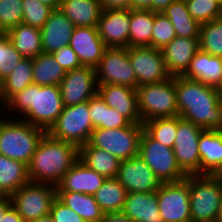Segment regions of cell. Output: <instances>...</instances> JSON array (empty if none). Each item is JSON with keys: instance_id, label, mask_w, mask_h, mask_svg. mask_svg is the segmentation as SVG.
I'll list each match as a JSON object with an SVG mask.
<instances>
[{"instance_id": "cell-4", "label": "cell", "mask_w": 222, "mask_h": 222, "mask_svg": "<svg viewBox=\"0 0 222 222\" xmlns=\"http://www.w3.org/2000/svg\"><path fill=\"white\" fill-rule=\"evenodd\" d=\"M45 133L16 116L15 119L7 116L0 122V154L28 166Z\"/></svg>"}, {"instance_id": "cell-34", "label": "cell", "mask_w": 222, "mask_h": 222, "mask_svg": "<svg viewBox=\"0 0 222 222\" xmlns=\"http://www.w3.org/2000/svg\"><path fill=\"white\" fill-rule=\"evenodd\" d=\"M127 193L117 178H106L93 196L103 213L107 214L122 211Z\"/></svg>"}, {"instance_id": "cell-36", "label": "cell", "mask_w": 222, "mask_h": 222, "mask_svg": "<svg viewBox=\"0 0 222 222\" xmlns=\"http://www.w3.org/2000/svg\"><path fill=\"white\" fill-rule=\"evenodd\" d=\"M33 84L40 86L58 85L66 72L54 59L52 54L41 53L32 58Z\"/></svg>"}, {"instance_id": "cell-44", "label": "cell", "mask_w": 222, "mask_h": 222, "mask_svg": "<svg viewBox=\"0 0 222 222\" xmlns=\"http://www.w3.org/2000/svg\"><path fill=\"white\" fill-rule=\"evenodd\" d=\"M54 222H86L75 211L62 203L57 197L49 213Z\"/></svg>"}, {"instance_id": "cell-12", "label": "cell", "mask_w": 222, "mask_h": 222, "mask_svg": "<svg viewBox=\"0 0 222 222\" xmlns=\"http://www.w3.org/2000/svg\"><path fill=\"white\" fill-rule=\"evenodd\" d=\"M205 129L177 116V133L173 151L176 163L185 175L200 174L198 142Z\"/></svg>"}, {"instance_id": "cell-45", "label": "cell", "mask_w": 222, "mask_h": 222, "mask_svg": "<svg viewBox=\"0 0 222 222\" xmlns=\"http://www.w3.org/2000/svg\"><path fill=\"white\" fill-rule=\"evenodd\" d=\"M52 56L60 64L65 72L82 67L78 56L69 45L53 52Z\"/></svg>"}, {"instance_id": "cell-31", "label": "cell", "mask_w": 222, "mask_h": 222, "mask_svg": "<svg viewBox=\"0 0 222 222\" xmlns=\"http://www.w3.org/2000/svg\"><path fill=\"white\" fill-rule=\"evenodd\" d=\"M155 12L143 9L130 10L129 47H152Z\"/></svg>"}, {"instance_id": "cell-6", "label": "cell", "mask_w": 222, "mask_h": 222, "mask_svg": "<svg viewBox=\"0 0 222 222\" xmlns=\"http://www.w3.org/2000/svg\"><path fill=\"white\" fill-rule=\"evenodd\" d=\"M136 92L142 124L156 118L178 116L175 76L159 83L139 86Z\"/></svg>"}, {"instance_id": "cell-27", "label": "cell", "mask_w": 222, "mask_h": 222, "mask_svg": "<svg viewBox=\"0 0 222 222\" xmlns=\"http://www.w3.org/2000/svg\"><path fill=\"white\" fill-rule=\"evenodd\" d=\"M79 159L90 169L106 178H116L121 161L111 153L92 147L89 143L79 148Z\"/></svg>"}, {"instance_id": "cell-5", "label": "cell", "mask_w": 222, "mask_h": 222, "mask_svg": "<svg viewBox=\"0 0 222 222\" xmlns=\"http://www.w3.org/2000/svg\"><path fill=\"white\" fill-rule=\"evenodd\" d=\"M191 222H216L222 200V179L217 175H189Z\"/></svg>"}, {"instance_id": "cell-1", "label": "cell", "mask_w": 222, "mask_h": 222, "mask_svg": "<svg viewBox=\"0 0 222 222\" xmlns=\"http://www.w3.org/2000/svg\"><path fill=\"white\" fill-rule=\"evenodd\" d=\"M178 116L209 130H222V91L200 81L175 76Z\"/></svg>"}, {"instance_id": "cell-43", "label": "cell", "mask_w": 222, "mask_h": 222, "mask_svg": "<svg viewBox=\"0 0 222 222\" xmlns=\"http://www.w3.org/2000/svg\"><path fill=\"white\" fill-rule=\"evenodd\" d=\"M171 21L162 13H155L152 47L162 49L176 37Z\"/></svg>"}, {"instance_id": "cell-32", "label": "cell", "mask_w": 222, "mask_h": 222, "mask_svg": "<svg viewBox=\"0 0 222 222\" xmlns=\"http://www.w3.org/2000/svg\"><path fill=\"white\" fill-rule=\"evenodd\" d=\"M89 115L94 129H118L131 125L116 109L108 106L98 93L89 99Z\"/></svg>"}, {"instance_id": "cell-56", "label": "cell", "mask_w": 222, "mask_h": 222, "mask_svg": "<svg viewBox=\"0 0 222 222\" xmlns=\"http://www.w3.org/2000/svg\"><path fill=\"white\" fill-rule=\"evenodd\" d=\"M6 196V194L4 193V191L0 188V199L4 198Z\"/></svg>"}, {"instance_id": "cell-39", "label": "cell", "mask_w": 222, "mask_h": 222, "mask_svg": "<svg viewBox=\"0 0 222 222\" xmlns=\"http://www.w3.org/2000/svg\"><path fill=\"white\" fill-rule=\"evenodd\" d=\"M191 17L200 24L222 16V0H185Z\"/></svg>"}, {"instance_id": "cell-50", "label": "cell", "mask_w": 222, "mask_h": 222, "mask_svg": "<svg viewBox=\"0 0 222 222\" xmlns=\"http://www.w3.org/2000/svg\"><path fill=\"white\" fill-rule=\"evenodd\" d=\"M153 0H132L133 9L151 10Z\"/></svg>"}, {"instance_id": "cell-15", "label": "cell", "mask_w": 222, "mask_h": 222, "mask_svg": "<svg viewBox=\"0 0 222 222\" xmlns=\"http://www.w3.org/2000/svg\"><path fill=\"white\" fill-rule=\"evenodd\" d=\"M59 87L64 106L88 101L98 91L95 68L82 66L66 72Z\"/></svg>"}, {"instance_id": "cell-10", "label": "cell", "mask_w": 222, "mask_h": 222, "mask_svg": "<svg viewBox=\"0 0 222 222\" xmlns=\"http://www.w3.org/2000/svg\"><path fill=\"white\" fill-rule=\"evenodd\" d=\"M138 155L162 183L177 182L186 178L176 163L173 148L156 141L145 130L141 135Z\"/></svg>"}, {"instance_id": "cell-47", "label": "cell", "mask_w": 222, "mask_h": 222, "mask_svg": "<svg viewBox=\"0 0 222 222\" xmlns=\"http://www.w3.org/2000/svg\"><path fill=\"white\" fill-rule=\"evenodd\" d=\"M101 222H133V221L122 212H117V213L104 214V217Z\"/></svg>"}, {"instance_id": "cell-37", "label": "cell", "mask_w": 222, "mask_h": 222, "mask_svg": "<svg viewBox=\"0 0 222 222\" xmlns=\"http://www.w3.org/2000/svg\"><path fill=\"white\" fill-rule=\"evenodd\" d=\"M199 45L203 52L222 57V16L201 24Z\"/></svg>"}, {"instance_id": "cell-21", "label": "cell", "mask_w": 222, "mask_h": 222, "mask_svg": "<svg viewBox=\"0 0 222 222\" xmlns=\"http://www.w3.org/2000/svg\"><path fill=\"white\" fill-rule=\"evenodd\" d=\"M74 27L73 22L59 9L53 10L40 29L43 53L52 54L58 49L68 46Z\"/></svg>"}, {"instance_id": "cell-2", "label": "cell", "mask_w": 222, "mask_h": 222, "mask_svg": "<svg viewBox=\"0 0 222 222\" xmlns=\"http://www.w3.org/2000/svg\"><path fill=\"white\" fill-rule=\"evenodd\" d=\"M4 112L19 115L33 126L47 132L63 111V101L58 85L40 86L31 84L12 95L5 103ZM18 113V114H17Z\"/></svg>"}, {"instance_id": "cell-53", "label": "cell", "mask_w": 222, "mask_h": 222, "mask_svg": "<svg viewBox=\"0 0 222 222\" xmlns=\"http://www.w3.org/2000/svg\"><path fill=\"white\" fill-rule=\"evenodd\" d=\"M30 222H54L53 219L51 218L50 215L44 216V217H40L37 220H33Z\"/></svg>"}, {"instance_id": "cell-52", "label": "cell", "mask_w": 222, "mask_h": 222, "mask_svg": "<svg viewBox=\"0 0 222 222\" xmlns=\"http://www.w3.org/2000/svg\"><path fill=\"white\" fill-rule=\"evenodd\" d=\"M44 5L51 7L53 10L59 9L61 0H38Z\"/></svg>"}, {"instance_id": "cell-57", "label": "cell", "mask_w": 222, "mask_h": 222, "mask_svg": "<svg viewBox=\"0 0 222 222\" xmlns=\"http://www.w3.org/2000/svg\"><path fill=\"white\" fill-rule=\"evenodd\" d=\"M219 178H221L222 179V168H221V170L216 174Z\"/></svg>"}, {"instance_id": "cell-54", "label": "cell", "mask_w": 222, "mask_h": 222, "mask_svg": "<svg viewBox=\"0 0 222 222\" xmlns=\"http://www.w3.org/2000/svg\"><path fill=\"white\" fill-rule=\"evenodd\" d=\"M5 109V106H4V101L0 98V122L4 119L3 117H6L7 115H5V113H1L2 110ZM3 116V117H2Z\"/></svg>"}, {"instance_id": "cell-55", "label": "cell", "mask_w": 222, "mask_h": 222, "mask_svg": "<svg viewBox=\"0 0 222 222\" xmlns=\"http://www.w3.org/2000/svg\"><path fill=\"white\" fill-rule=\"evenodd\" d=\"M216 222H222V200H221V205L219 207V212H218Z\"/></svg>"}, {"instance_id": "cell-38", "label": "cell", "mask_w": 222, "mask_h": 222, "mask_svg": "<svg viewBox=\"0 0 222 222\" xmlns=\"http://www.w3.org/2000/svg\"><path fill=\"white\" fill-rule=\"evenodd\" d=\"M144 130L156 141L173 148L177 133V116L156 118L143 123Z\"/></svg>"}, {"instance_id": "cell-7", "label": "cell", "mask_w": 222, "mask_h": 222, "mask_svg": "<svg viewBox=\"0 0 222 222\" xmlns=\"http://www.w3.org/2000/svg\"><path fill=\"white\" fill-rule=\"evenodd\" d=\"M94 130L89 115V100L64 106L54 124L46 132L50 137L80 148L90 140Z\"/></svg>"}, {"instance_id": "cell-35", "label": "cell", "mask_w": 222, "mask_h": 222, "mask_svg": "<svg viewBox=\"0 0 222 222\" xmlns=\"http://www.w3.org/2000/svg\"><path fill=\"white\" fill-rule=\"evenodd\" d=\"M33 84L32 58H23L13 72L0 82V97L4 103L14 94Z\"/></svg>"}, {"instance_id": "cell-29", "label": "cell", "mask_w": 222, "mask_h": 222, "mask_svg": "<svg viewBox=\"0 0 222 222\" xmlns=\"http://www.w3.org/2000/svg\"><path fill=\"white\" fill-rule=\"evenodd\" d=\"M162 14L171 21L178 37L200 38L201 24L191 17L185 0H177L171 3Z\"/></svg>"}, {"instance_id": "cell-19", "label": "cell", "mask_w": 222, "mask_h": 222, "mask_svg": "<svg viewBox=\"0 0 222 222\" xmlns=\"http://www.w3.org/2000/svg\"><path fill=\"white\" fill-rule=\"evenodd\" d=\"M97 93L108 106L116 109L131 124H142L138 113L136 89L124 85L105 84L98 85Z\"/></svg>"}, {"instance_id": "cell-30", "label": "cell", "mask_w": 222, "mask_h": 222, "mask_svg": "<svg viewBox=\"0 0 222 222\" xmlns=\"http://www.w3.org/2000/svg\"><path fill=\"white\" fill-rule=\"evenodd\" d=\"M6 34L23 58H34L43 53L40 29L22 23Z\"/></svg>"}, {"instance_id": "cell-51", "label": "cell", "mask_w": 222, "mask_h": 222, "mask_svg": "<svg viewBox=\"0 0 222 222\" xmlns=\"http://www.w3.org/2000/svg\"><path fill=\"white\" fill-rule=\"evenodd\" d=\"M11 206L12 202L10 195H6L4 198L0 199V222L2 221V216Z\"/></svg>"}, {"instance_id": "cell-24", "label": "cell", "mask_w": 222, "mask_h": 222, "mask_svg": "<svg viewBox=\"0 0 222 222\" xmlns=\"http://www.w3.org/2000/svg\"><path fill=\"white\" fill-rule=\"evenodd\" d=\"M133 222H163L156 192H128L121 211Z\"/></svg>"}, {"instance_id": "cell-42", "label": "cell", "mask_w": 222, "mask_h": 222, "mask_svg": "<svg viewBox=\"0 0 222 222\" xmlns=\"http://www.w3.org/2000/svg\"><path fill=\"white\" fill-rule=\"evenodd\" d=\"M23 3V21L25 25H29L41 29L48 20L53 9L42 4L38 0H22Z\"/></svg>"}, {"instance_id": "cell-33", "label": "cell", "mask_w": 222, "mask_h": 222, "mask_svg": "<svg viewBox=\"0 0 222 222\" xmlns=\"http://www.w3.org/2000/svg\"><path fill=\"white\" fill-rule=\"evenodd\" d=\"M29 181L26 164L0 154V188L6 195L16 192Z\"/></svg>"}, {"instance_id": "cell-22", "label": "cell", "mask_w": 222, "mask_h": 222, "mask_svg": "<svg viewBox=\"0 0 222 222\" xmlns=\"http://www.w3.org/2000/svg\"><path fill=\"white\" fill-rule=\"evenodd\" d=\"M106 177L88 168L80 159L64 174L56 191L79 192L93 195Z\"/></svg>"}, {"instance_id": "cell-41", "label": "cell", "mask_w": 222, "mask_h": 222, "mask_svg": "<svg viewBox=\"0 0 222 222\" xmlns=\"http://www.w3.org/2000/svg\"><path fill=\"white\" fill-rule=\"evenodd\" d=\"M22 21V0H0V33H7Z\"/></svg>"}, {"instance_id": "cell-17", "label": "cell", "mask_w": 222, "mask_h": 222, "mask_svg": "<svg viewBox=\"0 0 222 222\" xmlns=\"http://www.w3.org/2000/svg\"><path fill=\"white\" fill-rule=\"evenodd\" d=\"M96 28L107 48H128L130 9L103 10Z\"/></svg>"}, {"instance_id": "cell-14", "label": "cell", "mask_w": 222, "mask_h": 222, "mask_svg": "<svg viewBox=\"0 0 222 222\" xmlns=\"http://www.w3.org/2000/svg\"><path fill=\"white\" fill-rule=\"evenodd\" d=\"M128 57L135 72L137 87L171 78L161 49L150 46L128 47Z\"/></svg>"}, {"instance_id": "cell-23", "label": "cell", "mask_w": 222, "mask_h": 222, "mask_svg": "<svg viewBox=\"0 0 222 222\" xmlns=\"http://www.w3.org/2000/svg\"><path fill=\"white\" fill-rule=\"evenodd\" d=\"M182 76L222 90V57L199 50Z\"/></svg>"}, {"instance_id": "cell-46", "label": "cell", "mask_w": 222, "mask_h": 222, "mask_svg": "<svg viewBox=\"0 0 222 222\" xmlns=\"http://www.w3.org/2000/svg\"><path fill=\"white\" fill-rule=\"evenodd\" d=\"M103 10L132 9V0H99Z\"/></svg>"}, {"instance_id": "cell-28", "label": "cell", "mask_w": 222, "mask_h": 222, "mask_svg": "<svg viewBox=\"0 0 222 222\" xmlns=\"http://www.w3.org/2000/svg\"><path fill=\"white\" fill-rule=\"evenodd\" d=\"M57 198L75 211L86 222H101L104 213L93 195L79 192L56 191Z\"/></svg>"}, {"instance_id": "cell-40", "label": "cell", "mask_w": 222, "mask_h": 222, "mask_svg": "<svg viewBox=\"0 0 222 222\" xmlns=\"http://www.w3.org/2000/svg\"><path fill=\"white\" fill-rule=\"evenodd\" d=\"M23 56L14 48L9 36L0 33V82L17 67Z\"/></svg>"}, {"instance_id": "cell-26", "label": "cell", "mask_w": 222, "mask_h": 222, "mask_svg": "<svg viewBox=\"0 0 222 222\" xmlns=\"http://www.w3.org/2000/svg\"><path fill=\"white\" fill-rule=\"evenodd\" d=\"M59 10L75 27H96L103 11L99 0H61Z\"/></svg>"}, {"instance_id": "cell-3", "label": "cell", "mask_w": 222, "mask_h": 222, "mask_svg": "<svg viewBox=\"0 0 222 222\" xmlns=\"http://www.w3.org/2000/svg\"><path fill=\"white\" fill-rule=\"evenodd\" d=\"M79 160V148L56 140L47 133L40 139L28 165L31 182L57 186L64 174Z\"/></svg>"}, {"instance_id": "cell-16", "label": "cell", "mask_w": 222, "mask_h": 222, "mask_svg": "<svg viewBox=\"0 0 222 222\" xmlns=\"http://www.w3.org/2000/svg\"><path fill=\"white\" fill-rule=\"evenodd\" d=\"M116 178L127 192H156L162 184L139 155L121 161Z\"/></svg>"}, {"instance_id": "cell-20", "label": "cell", "mask_w": 222, "mask_h": 222, "mask_svg": "<svg viewBox=\"0 0 222 222\" xmlns=\"http://www.w3.org/2000/svg\"><path fill=\"white\" fill-rule=\"evenodd\" d=\"M199 50V39L176 36L169 44L165 45L161 51L166 69L171 77L182 76Z\"/></svg>"}, {"instance_id": "cell-13", "label": "cell", "mask_w": 222, "mask_h": 222, "mask_svg": "<svg viewBox=\"0 0 222 222\" xmlns=\"http://www.w3.org/2000/svg\"><path fill=\"white\" fill-rule=\"evenodd\" d=\"M95 71L98 85L114 84L137 88L128 48H106Z\"/></svg>"}, {"instance_id": "cell-48", "label": "cell", "mask_w": 222, "mask_h": 222, "mask_svg": "<svg viewBox=\"0 0 222 222\" xmlns=\"http://www.w3.org/2000/svg\"><path fill=\"white\" fill-rule=\"evenodd\" d=\"M1 222H25L24 219L11 206L2 216Z\"/></svg>"}, {"instance_id": "cell-9", "label": "cell", "mask_w": 222, "mask_h": 222, "mask_svg": "<svg viewBox=\"0 0 222 222\" xmlns=\"http://www.w3.org/2000/svg\"><path fill=\"white\" fill-rule=\"evenodd\" d=\"M12 207L25 222L49 215L57 197L56 186L29 181L10 195Z\"/></svg>"}, {"instance_id": "cell-11", "label": "cell", "mask_w": 222, "mask_h": 222, "mask_svg": "<svg viewBox=\"0 0 222 222\" xmlns=\"http://www.w3.org/2000/svg\"><path fill=\"white\" fill-rule=\"evenodd\" d=\"M157 201L163 222H191L189 175L181 181L162 183Z\"/></svg>"}, {"instance_id": "cell-49", "label": "cell", "mask_w": 222, "mask_h": 222, "mask_svg": "<svg viewBox=\"0 0 222 222\" xmlns=\"http://www.w3.org/2000/svg\"><path fill=\"white\" fill-rule=\"evenodd\" d=\"M177 0H153L151 11L155 13H163V11L173 2Z\"/></svg>"}, {"instance_id": "cell-8", "label": "cell", "mask_w": 222, "mask_h": 222, "mask_svg": "<svg viewBox=\"0 0 222 222\" xmlns=\"http://www.w3.org/2000/svg\"><path fill=\"white\" fill-rule=\"evenodd\" d=\"M143 131V124H131L118 129L95 128L88 143L111 153L120 161L128 160L138 156Z\"/></svg>"}, {"instance_id": "cell-25", "label": "cell", "mask_w": 222, "mask_h": 222, "mask_svg": "<svg viewBox=\"0 0 222 222\" xmlns=\"http://www.w3.org/2000/svg\"><path fill=\"white\" fill-rule=\"evenodd\" d=\"M200 174L216 175L222 168V130L205 129L198 142Z\"/></svg>"}, {"instance_id": "cell-18", "label": "cell", "mask_w": 222, "mask_h": 222, "mask_svg": "<svg viewBox=\"0 0 222 222\" xmlns=\"http://www.w3.org/2000/svg\"><path fill=\"white\" fill-rule=\"evenodd\" d=\"M69 46L82 66L96 68L107 48L96 27H74Z\"/></svg>"}]
</instances>
